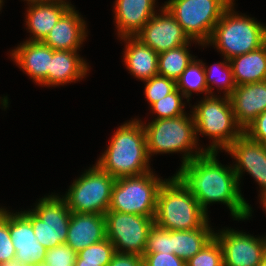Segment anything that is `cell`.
<instances>
[{"label":"cell","instance_id":"30","mask_svg":"<svg viewBox=\"0 0 266 266\" xmlns=\"http://www.w3.org/2000/svg\"><path fill=\"white\" fill-rule=\"evenodd\" d=\"M115 253L114 245L106 238L79 251L76 259H83V262L100 263L101 266H108Z\"/></svg>","mask_w":266,"mask_h":266},{"label":"cell","instance_id":"1","mask_svg":"<svg viewBox=\"0 0 266 266\" xmlns=\"http://www.w3.org/2000/svg\"><path fill=\"white\" fill-rule=\"evenodd\" d=\"M217 154L205 151L181 166L175 176L206 213L208 204L219 202L226 204L236 220L249 219L252 210L240 192L233 166L224 167L216 158Z\"/></svg>","mask_w":266,"mask_h":266},{"label":"cell","instance_id":"43","mask_svg":"<svg viewBox=\"0 0 266 266\" xmlns=\"http://www.w3.org/2000/svg\"><path fill=\"white\" fill-rule=\"evenodd\" d=\"M258 266H266V257L264 258V260Z\"/></svg>","mask_w":266,"mask_h":266},{"label":"cell","instance_id":"25","mask_svg":"<svg viewBox=\"0 0 266 266\" xmlns=\"http://www.w3.org/2000/svg\"><path fill=\"white\" fill-rule=\"evenodd\" d=\"M208 222L194 230H172V254L187 262L198 253L215 236Z\"/></svg>","mask_w":266,"mask_h":266},{"label":"cell","instance_id":"8","mask_svg":"<svg viewBox=\"0 0 266 266\" xmlns=\"http://www.w3.org/2000/svg\"><path fill=\"white\" fill-rule=\"evenodd\" d=\"M164 181L152 171L117 178L112 188L109 210L155 217L157 196Z\"/></svg>","mask_w":266,"mask_h":266},{"label":"cell","instance_id":"44","mask_svg":"<svg viewBox=\"0 0 266 266\" xmlns=\"http://www.w3.org/2000/svg\"><path fill=\"white\" fill-rule=\"evenodd\" d=\"M2 3H3V0H0V9H1V7H2V6H1V5H2Z\"/></svg>","mask_w":266,"mask_h":266},{"label":"cell","instance_id":"38","mask_svg":"<svg viewBox=\"0 0 266 266\" xmlns=\"http://www.w3.org/2000/svg\"><path fill=\"white\" fill-rule=\"evenodd\" d=\"M108 266H144V262L140 255L116 252Z\"/></svg>","mask_w":266,"mask_h":266},{"label":"cell","instance_id":"4","mask_svg":"<svg viewBox=\"0 0 266 266\" xmlns=\"http://www.w3.org/2000/svg\"><path fill=\"white\" fill-rule=\"evenodd\" d=\"M232 3L215 25L206 45H215L225 59L254 51L266 43V26L246 15H239Z\"/></svg>","mask_w":266,"mask_h":266},{"label":"cell","instance_id":"40","mask_svg":"<svg viewBox=\"0 0 266 266\" xmlns=\"http://www.w3.org/2000/svg\"><path fill=\"white\" fill-rule=\"evenodd\" d=\"M75 266H101L100 263L83 262V259H76Z\"/></svg>","mask_w":266,"mask_h":266},{"label":"cell","instance_id":"36","mask_svg":"<svg viewBox=\"0 0 266 266\" xmlns=\"http://www.w3.org/2000/svg\"><path fill=\"white\" fill-rule=\"evenodd\" d=\"M144 266H186V262L172 253H144Z\"/></svg>","mask_w":266,"mask_h":266},{"label":"cell","instance_id":"16","mask_svg":"<svg viewBox=\"0 0 266 266\" xmlns=\"http://www.w3.org/2000/svg\"><path fill=\"white\" fill-rule=\"evenodd\" d=\"M229 98L236 122L244 131L266 110V80L237 85Z\"/></svg>","mask_w":266,"mask_h":266},{"label":"cell","instance_id":"14","mask_svg":"<svg viewBox=\"0 0 266 266\" xmlns=\"http://www.w3.org/2000/svg\"><path fill=\"white\" fill-rule=\"evenodd\" d=\"M225 151L236 160L233 169L238 182L246 170L262 188V198L266 194V145L251 140L243 133Z\"/></svg>","mask_w":266,"mask_h":266},{"label":"cell","instance_id":"5","mask_svg":"<svg viewBox=\"0 0 266 266\" xmlns=\"http://www.w3.org/2000/svg\"><path fill=\"white\" fill-rule=\"evenodd\" d=\"M146 133L147 151L152 154L184 152L181 166L197 156L205 149L194 152L197 148L195 121L193 115L183 114L176 118L155 119L147 125L143 124Z\"/></svg>","mask_w":266,"mask_h":266},{"label":"cell","instance_id":"34","mask_svg":"<svg viewBox=\"0 0 266 266\" xmlns=\"http://www.w3.org/2000/svg\"><path fill=\"white\" fill-rule=\"evenodd\" d=\"M16 250L9 232V212L0 208V264L15 259Z\"/></svg>","mask_w":266,"mask_h":266},{"label":"cell","instance_id":"24","mask_svg":"<svg viewBox=\"0 0 266 266\" xmlns=\"http://www.w3.org/2000/svg\"><path fill=\"white\" fill-rule=\"evenodd\" d=\"M236 85L266 80V43L260 48L230 60Z\"/></svg>","mask_w":266,"mask_h":266},{"label":"cell","instance_id":"37","mask_svg":"<svg viewBox=\"0 0 266 266\" xmlns=\"http://www.w3.org/2000/svg\"><path fill=\"white\" fill-rule=\"evenodd\" d=\"M251 140L266 145V110L244 130Z\"/></svg>","mask_w":266,"mask_h":266},{"label":"cell","instance_id":"18","mask_svg":"<svg viewBox=\"0 0 266 266\" xmlns=\"http://www.w3.org/2000/svg\"><path fill=\"white\" fill-rule=\"evenodd\" d=\"M85 27L86 23L81 15L74 6L70 7L42 42L53 50L77 51L86 39Z\"/></svg>","mask_w":266,"mask_h":266},{"label":"cell","instance_id":"19","mask_svg":"<svg viewBox=\"0 0 266 266\" xmlns=\"http://www.w3.org/2000/svg\"><path fill=\"white\" fill-rule=\"evenodd\" d=\"M10 55L31 79L40 85L47 86V74L53 56L52 48L42 41L26 40L12 50Z\"/></svg>","mask_w":266,"mask_h":266},{"label":"cell","instance_id":"33","mask_svg":"<svg viewBox=\"0 0 266 266\" xmlns=\"http://www.w3.org/2000/svg\"><path fill=\"white\" fill-rule=\"evenodd\" d=\"M144 82L146 83L144 93L150 106L177 88L175 80L160 75H156Z\"/></svg>","mask_w":266,"mask_h":266},{"label":"cell","instance_id":"6","mask_svg":"<svg viewBox=\"0 0 266 266\" xmlns=\"http://www.w3.org/2000/svg\"><path fill=\"white\" fill-rule=\"evenodd\" d=\"M192 115L195 121L196 136L202 135L213 138L211 145L205 151L218 152L226 150L243 133L237 124L230 98H218L215 95L205 96L199 104L194 105Z\"/></svg>","mask_w":266,"mask_h":266},{"label":"cell","instance_id":"22","mask_svg":"<svg viewBox=\"0 0 266 266\" xmlns=\"http://www.w3.org/2000/svg\"><path fill=\"white\" fill-rule=\"evenodd\" d=\"M88 66L77 51L53 50L50 69L47 74V85L58 86L82 79Z\"/></svg>","mask_w":266,"mask_h":266},{"label":"cell","instance_id":"32","mask_svg":"<svg viewBox=\"0 0 266 266\" xmlns=\"http://www.w3.org/2000/svg\"><path fill=\"white\" fill-rule=\"evenodd\" d=\"M172 253V230L163 229L155 223L150 228L144 253Z\"/></svg>","mask_w":266,"mask_h":266},{"label":"cell","instance_id":"21","mask_svg":"<svg viewBox=\"0 0 266 266\" xmlns=\"http://www.w3.org/2000/svg\"><path fill=\"white\" fill-rule=\"evenodd\" d=\"M121 39L127 43L123 60L133 76L146 81L158 75V53L136 36H126Z\"/></svg>","mask_w":266,"mask_h":266},{"label":"cell","instance_id":"2","mask_svg":"<svg viewBox=\"0 0 266 266\" xmlns=\"http://www.w3.org/2000/svg\"><path fill=\"white\" fill-rule=\"evenodd\" d=\"M141 120L121 125L97 165L115 179L150 172L146 133Z\"/></svg>","mask_w":266,"mask_h":266},{"label":"cell","instance_id":"7","mask_svg":"<svg viewBox=\"0 0 266 266\" xmlns=\"http://www.w3.org/2000/svg\"><path fill=\"white\" fill-rule=\"evenodd\" d=\"M234 0H169L164 7L181 25L188 37L205 45L215 25Z\"/></svg>","mask_w":266,"mask_h":266},{"label":"cell","instance_id":"15","mask_svg":"<svg viewBox=\"0 0 266 266\" xmlns=\"http://www.w3.org/2000/svg\"><path fill=\"white\" fill-rule=\"evenodd\" d=\"M9 232L15 259L25 266L43 264L47 249L38 242L31 222L21 212H9Z\"/></svg>","mask_w":266,"mask_h":266},{"label":"cell","instance_id":"28","mask_svg":"<svg viewBox=\"0 0 266 266\" xmlns=\"http://www.w3.org/2000/svg\"><path fill=\"white\" fill-rule=\"evenodd\" d=\"M225 61L220 62L216 65L213 64L208 69H207V66H205L204 64L205 78H206V83L208 87V95L210 94L213 95L212 93L213 84H216V87L218 86V88L220 89H224L225 91L224 95L227 97H229L233 93L234 89L236 88L237 85L234 81L230 61L228 59H225ZM222 71L224 73V74L222 73L223 77L222 76H221L222 78L216 77V74L221 73ZM210 83L212 84V86H210Z\"/></svg>","mask_w":266,"mask_h":266},{"label":"cell","instance_id":"13","mask_svg":"<svg viewBox=\"0 0 266 266\" xmlns=\"http://www.w3.org/2000/svg\"><path fill=\"white\" fill-rule=\"evenodd\" d=\"M160 14L157 15L156 13L144 25L136 35L138 39L158 54L185 44H191L189 42L192 40L165 7H162Z\"/></svg>","mask_w":266,"mask_h":266},{"label":"cell","instance_id":"39","mask_svg":"<svg viewBox=\"0 0 266 266\" xmlns=\"http://www.w3.org/2000/svg\"><path fill=\"white\" fill-rule=\"evenodd\" d=\"M33 3H55V4H70L69 2H66L65 0H29Z\"/></svg>","mask_w":266,"mask_h":266},{"label":"cell","instance_id":"35","mask_svg":"<svg viewBox=\"0 0 266 266\" xmlns=\"http://www.w3.org/2000/svg\"><path fill=\"white\" fill-rule=\"evenodd\" d=\"M77 253L66 243L47 249L44 266H75Z\"/></svg>","mask_w":266,"mask_h":266},{"label":"cell","instance_id":"9","mask_svg":"<svg viewBox=\"0 0 266 266\" xmlns=\"http://www.w3.org/2000/svg\"><path fill=\"white\" fill-rule=\"evenodd\" d=\"M115 180L95 164L74 180L63 198L71 212L104 215L110 207Z\"/></svg>","mask_w":266,"mask_h":266},{"label":"cell","instance_id":"31","mask_svg":"<svg viewBox=\"0 0 266 266\" xmlns=\"http://www.w3.org/2000/svg\"><path fill=\"white\" fill-rule=\"evenodd\" d=\"M186 266H224L223 253L219 241L213 237L186 262Z\"/></svg>","mask_w":266,"mask_h":266},{"label":"cell","instance_id":"12","mask_svg":"<svg viewBox=\"0 0 266 266\" xmlns=\"http://www.w3.org/2000/svg\"><path fill=\"white\" fill-rule=\"evenodd\" d=\"M220 243L224 266H258L266 257V237H254L234 229L214 236Z\"/></svg>","mask_w":266,"mask_h":266},{"label":"cell","instance_id":"10","mask_svg":"<svg viewBox=\"0 0 266 266\" xmlns=\"http://www.w3.org/2000/svg\"><path fill=\"white\" fill-rule=\"evenodd\" d=\"M21 213L31 222L36 239L44 248L66 242L72 212L63 197L51 194L40 199L34 209Z\"/></svg>","mask_w":266,"mask_h":266},{"label":"cell","instance_id":"26","mask_svg":"<svg viewBox=\"0 0 266 266\" xmlns=\"http://www.w3.org/2000/svg\"><path fill=\"white\" fill-rule=\"evenodd\" d=\"M188 46L189 44H185L159 53L158 75L177 81L187 66L195 59L189 53Z\"/></svg>","mask_w":266,"mask_h":266},{"label":"cell","instance_id":"42","mask_svg":"<svg viewBox=\"0 0 266 266\" xmlns=\"http://www.w3.org/2000/svg\"><path fill=\"white\" fill-rule=\"evenodd\" d=\"M260 199H261V203L263 205V208L266 211V194L262 198H260Z\"/></svg>","mask_w":266,"mask_h":266},{"label":"cell","instance_id":"11","mask_svg":"<svg viewBox=\"0 0 266 266\" xmlns=\"http://www.w3.org/2000/svg\"><path fill=\"white\" fill-rule=\"evenodd\" d=\"M104 215L106 237L114 245L116 252L143 256L148 233L155 217L114 210H108Z\"/></svg>","mask_w":266,"mask_h":266},{"label":"cell","instance_id":"20","mask_svg":"<svg viewBox=\"0 0 266 266\" xmlns=\"http://www.w3.org/2000/svg\"><path fill=\"white\" fill-rule=\"evenodd\" d=\"M156 0H115V23L118 36H136L156 14Z\"/></svg>","mask_w":266,"mask_h":266},{"label":"cell","instance_id":"17","mask_svg":"<svg viewBox=\"0 0 266 266\" xmlns=\"http://www.w3.org/2000/svg\"><path fill=\"white\" fill-rule=\"evenodd\" d=\"M106 238L105 215L72 212L65 243L76 253Z\"/></svg>","mask_w":266,"mask_h":266},{"label":"cell","instance_id":"29","mask_svg":"<svg viewBox=\"0 0 266 266\" xmlns=\"http://www.w3.org/2000/svg\"><path fill=\"white\" fill-rule=\"evenodd\" d=\"M182 97L185 96L176 88L164 98L153 103L150 107L152 112L158 115L155 119L176 118L186 114Z\"/></svg>","mask_w":266,"mask_h":266},{"label":"cell","instance_id":"3","mask_svg":"<svg viewBox=\"0 0 266 266\" xmlns=\"http://www.w3.org/2000/svg\"><path fill=\"white\" fill-rule=\"evenodd\" d=\"M194 195L174 175L160 186L154 223L167 230H194L208 221Z\"/></svg>","mask_w":266,"mask_h":266},{"label":"cell","instance_id":"23","mask_svg":"<svg viewBox=\"0 0 266 266\" xmlns=\"http://www.w3.org/2000/svg\"><path fill=\"white\" fill-rule=\"evenodd\" d=\"M30 4V5H29ZM26 25L33 34L27 41H43L71 4L33 3L28 1Z\"/></svg>","mask_w":266,"mask_h":266},{"label":"cell","instance_id":"27","mask_svg":"<svg viewBox=\"0 0 266 266\" xmlns=\"http://www.w3.org/2000/svg\"><path fill=\"white\" fill-rule=\"evenodd\" d=\"M177 89L189 101L192 91L205 92L208 94V87L205 78L204 64L200 60L194 59L176 81Z\"/></svg>","mask_w":266,"mask_h":266},{"label":"cell","instance_id":"41","mask_svg":"<svg viewBox=\"0 0 266 266\" xmlns=\"http://www.w3.org/2000/svg\"><path fill=\"white\" fill-rule=\"evenodd\" d=\"M0 266H25V265L19 262L17 259H12L11 261L0 264Z\"/></svg>","mask_w":266,"mask_h":266}]
</instances>
